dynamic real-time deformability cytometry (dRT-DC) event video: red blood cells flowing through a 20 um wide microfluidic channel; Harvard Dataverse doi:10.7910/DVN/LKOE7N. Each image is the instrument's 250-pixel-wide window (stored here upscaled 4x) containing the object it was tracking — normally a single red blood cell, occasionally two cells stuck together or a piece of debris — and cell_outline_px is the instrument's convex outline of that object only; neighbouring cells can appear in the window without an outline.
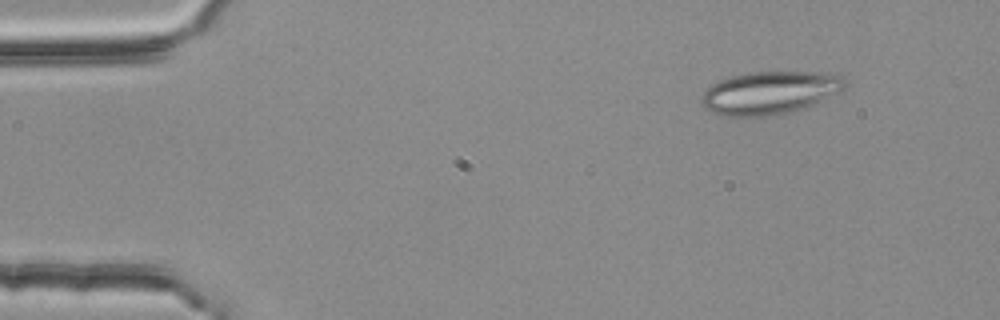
{"species": "common noctule bat (a hibernating species)", "species_latin": "Nyctalus noctula", "temperature_condition": "room temperature", "stored_images_in_passage": 4, "camera_frame_rate_fps": 3000, "um_per_image_px": 0.085, "animal": {"sex": "female", "body_mass_g": 25.1}, "frame": {"image": 1, "passage_image": 2, "time_ms": 0.333, "image_size_px": [1000, 320], "cell_outline_px": [[848, 84], [840, 92], [800, 108], [788, 112], [760, 116], [732, 116], [712, 112], [704, 108], [700, 104], [700, 96], [712, 84], [720, 80], [732, 76], [748, 72], [824, 72], [844, 76]], "centroid_in_image_um": [65.42, 7.86], "position_along_channel_um": 19.6, "area_um2": 35.55}}